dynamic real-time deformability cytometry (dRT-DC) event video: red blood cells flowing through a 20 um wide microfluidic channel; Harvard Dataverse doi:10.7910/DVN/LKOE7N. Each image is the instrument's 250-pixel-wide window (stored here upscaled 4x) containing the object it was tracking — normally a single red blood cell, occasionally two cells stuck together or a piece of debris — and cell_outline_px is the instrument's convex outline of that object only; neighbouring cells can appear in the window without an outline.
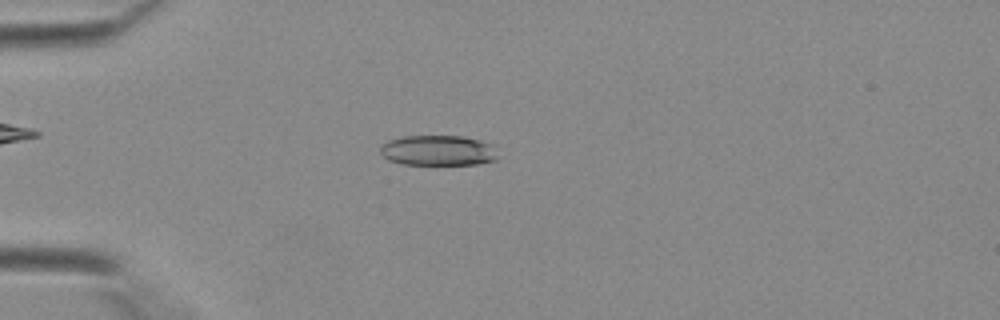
{"species": "Egyptian fruit bat (a non-hibernating species)", "species_latin": "Rousettus aegyptiacus", "temperature_condition": "warm", "stored_images_in_passage": 31, "camera_frame_rate_fps": 3000, "um_per_image_px": 0.085, "animal": {"sex": "female"}, "frame": {"image": 1, "passage_image": 1, "time_ms": 0.0, "image_size_px": [1000, 320], "cell_outline_px": [[496, 160], [480, 164], [404, 164], [388, 160], [380, 152], [380, 148], [388, 140], [404, 136], [464, 136], [480, 140], [488, 144], [496, 156]], "centroid_in_image_um": [37.19, 12.79], "position_along_channel_um": 47.8, "area_um2": 20.46}}
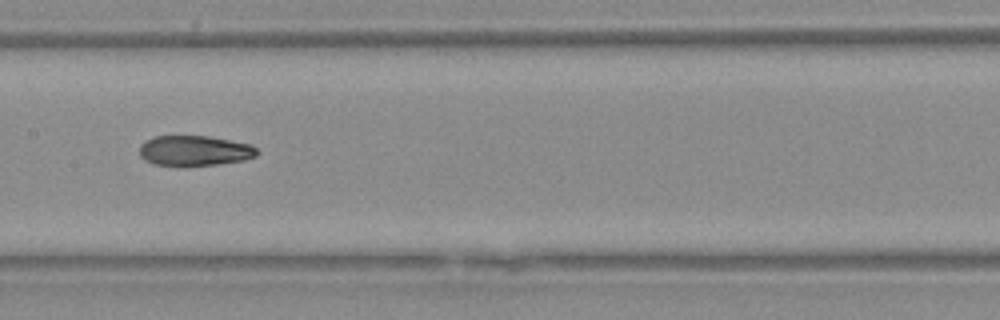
{"frame": {"image": 2, "passage_image": 11, "time_ms": 3.333, "image_size_px": [1000, 320], "cell_outline_px": [[260, 152], [256, 156], [244, 160], [216, 164], [184, 168], [152, 164], [144, 160], [140, 156], [140, 144], [156, 136], [208, 136], [252, 144]], "centroid_in_image_um": [16.53, 12.84], "position_along_channel_um": 190.9, "area_um2": 21.27}}
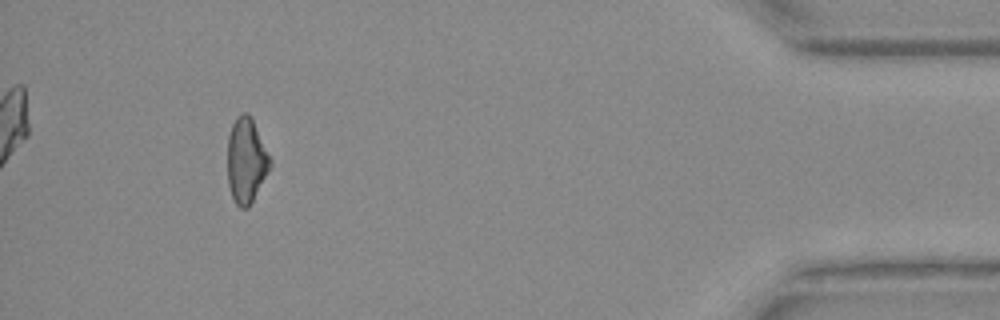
{"frame": {"image": 3, "passage_image": 28, "time_ms": 9.0, "image_size_px": [1000, 320], "cell_outline_px": [[272, 164], [248, 208], [240, 208], [236, 204], [232, 196], [228, 184], [228, 136], [232, 124], [236, 116], [240, 112], [244, 112], [252, 120], [272, 160]], "centroid_in_image_um": [20.92, 13.65], "position_along_channel_um": 414.3, "area_um2": 20.81}}